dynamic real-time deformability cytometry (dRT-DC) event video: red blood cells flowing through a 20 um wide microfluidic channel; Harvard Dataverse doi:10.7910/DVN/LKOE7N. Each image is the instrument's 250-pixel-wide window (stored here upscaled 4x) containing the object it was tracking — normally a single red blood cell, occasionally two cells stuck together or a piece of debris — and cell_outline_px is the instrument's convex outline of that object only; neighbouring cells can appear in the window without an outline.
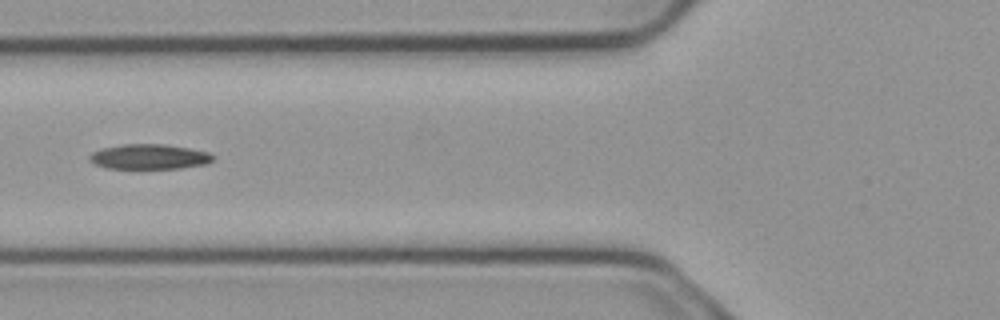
{"species": "common noctule bat (a hibernating species)", "species_latin": "Nyctalus noctula", "temperature_condition": "cold", "stored_images_in_passage": 4, "camera_frame_rate_fps": 3000, "um_per_image_px": 0.085, "animal": {"sex": "male", "body_mass_g": 23.1, "forearm_length_mm": 52.7}, "frame": {"image": 1, "passage_image": 3, "time_ms": 0.667, "image_size_px": [1000, 320], "cell_outline_px": [[212, 160], [208, 164], [180, 168], [104, 168], [88, 160], [88, 156], [92, 152], [100, 148], [124, 144], [164, 144], [188, 148], [208, 152], [212, 156]], "centroid_in_image_um": [12.64, 13.32], "position_along_channel_um": 113.2, "area_um2": 17.98}}
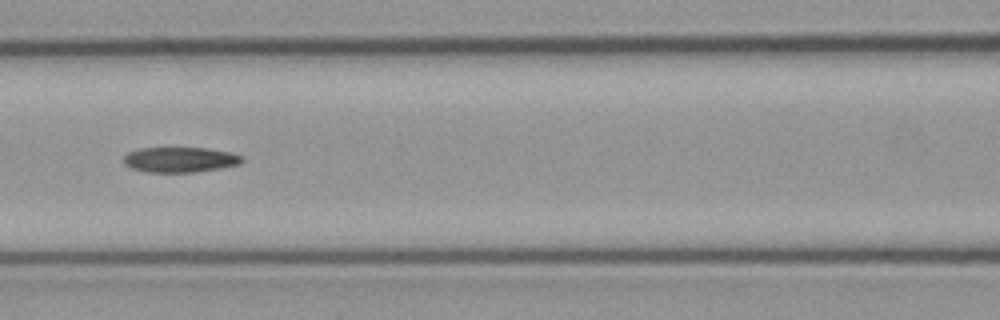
{"frame": {"image": 2, "passage_image": 4, "time_ms": 1.0, "image_size_px": [1000, 320], "cell_outline_px": [[244, 160], [240, 164], [220, 168], [196, 172], [144, 172], [132, 168], [124, 164], [124, 156], [128, 152], [140, 148], [204, 148], [232, 152], [244, 156]], "centroid_in_image_um": [15.33, 13.57], "position_along_channel_um": 151.3, "area_um2": 17.51}}